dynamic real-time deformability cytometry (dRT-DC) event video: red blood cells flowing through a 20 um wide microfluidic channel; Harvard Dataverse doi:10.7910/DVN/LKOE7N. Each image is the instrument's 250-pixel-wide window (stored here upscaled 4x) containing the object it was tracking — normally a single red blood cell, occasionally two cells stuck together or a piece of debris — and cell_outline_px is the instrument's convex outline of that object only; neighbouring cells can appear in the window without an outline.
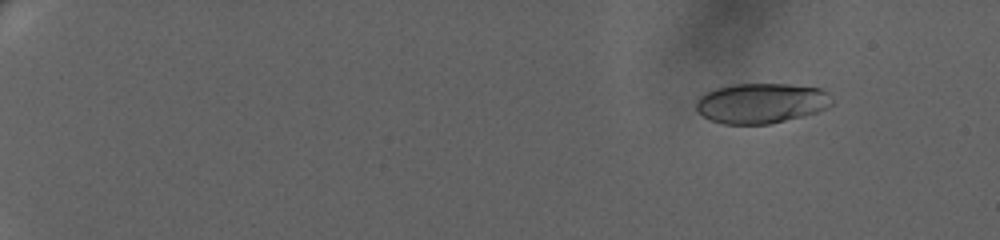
{"species": "human", "species_latin": "Homo sapiens", "temperature_condition": "warm", "stored_images_in_passage": 68, "camera_frame_rate_fps": 3000, "um_per_image_px": 0.085, "donor": {"sex": "female"}, "frame": {"image": 1, "passage_image": 9, "time_ms": 2.667, "image_size_px": [1000, 240], "cell_outline_px": [[832, 104], [828, 108], [804, 116], [768, 124], [724, 124], [708, 120], [696, 112], [696, 100], [704, 92], [716, 88], [732, 84], [788, 84], [820, 88], [828, 92]], "centroid_in_image_um": [64.66, 8.77], "position_along_channel_um": 20.3, "area_um2": 32.08}}
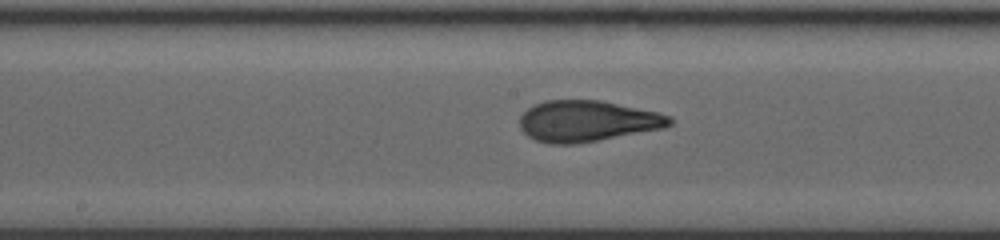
{"frame": {"image": 2, "passage_image": 41, "time_ms": 13.333, "image_size_px": [1000, 240], "cell_outline_px": [[672, 124], [664, 128], [576, 144], [548, 144], [536, 140], [528, 136], [520, 128], [520, 116], [528, 108], [544, 100], [600, 100], [656, 112], [672, 116]], "centroid_in_image_um": [49.9, 10.3], "position_along_channel_um": 198.3, "area_um2": 35.78}}
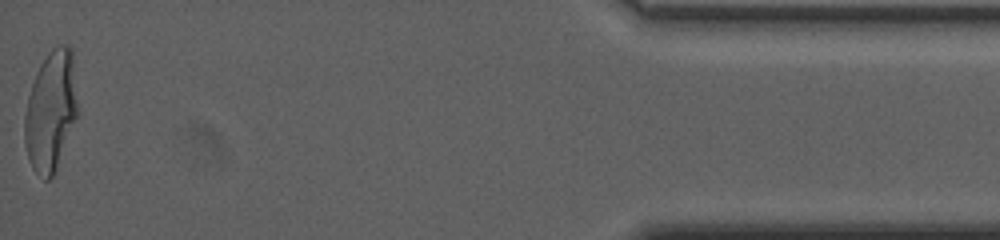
{"frame": {"image": 3, "passage_image": 68, "time_ms": 22.333, "image_size_px": [1000, 240], "cell_outline_px": [[76, 116], [56, 168], [52, 176], [48, 180], [44, 180], [32, 168], [28, 160], [24, 144], [24, 116], [28, 96], [36, 72], [40, 64], [48, 52], [56, 44], [68, 44], [72, 48], [76, 104]], "centroid_in_image_um": [4.27, 9.41], "position_along_channel_um": 430.9, "area_um2": 36.7}, "authors_computed_cell_mechanics": {"area_um2": 34.5933, "velocity_mm_per_s": 3.3265, "shape_relaxation_time_tau1_ms": 5.4858, "shape_relaxation_time_tau2_ms": 0.8409, "deformation_change_tau1": 0.2408, "deformation_change_tau2": 0.0822}}